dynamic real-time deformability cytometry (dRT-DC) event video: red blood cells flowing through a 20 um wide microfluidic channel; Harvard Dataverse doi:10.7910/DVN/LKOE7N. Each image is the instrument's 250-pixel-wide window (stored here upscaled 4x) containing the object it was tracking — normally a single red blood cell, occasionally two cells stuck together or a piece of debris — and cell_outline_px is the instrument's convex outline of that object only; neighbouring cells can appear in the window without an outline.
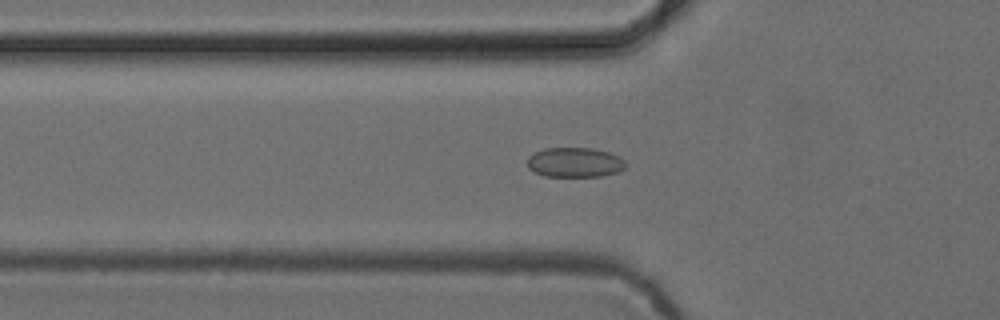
{"species": "common noctule bat (a hibernating species)", "species_latin": "Nyctalus noctula", "temperature_condition": "cold", "stored_images_in_passage": 51, "camera_frame_rate_fps": 3000, "um_per_image_px": 0.085, "animal": {"sex": "female", "body_mass_g": 24.6, "forearm_length_mm": 56.2}, "frame": {"image": 1, "passage_image": 16, "time_ms": 5.0, "image_size_px": [1000, 320], "cell_outline_px": [[624, 168], [620, 172], [600, 176], [544, 176], [528, 168], [528, 156], [544, 148], [592, 148], [608, 152], [620, 156], [624, 160]], "centroid_in_image_um": [48.87, 13.8], "position_along_channel_um": 76.9, "area_um2": 16.99}}
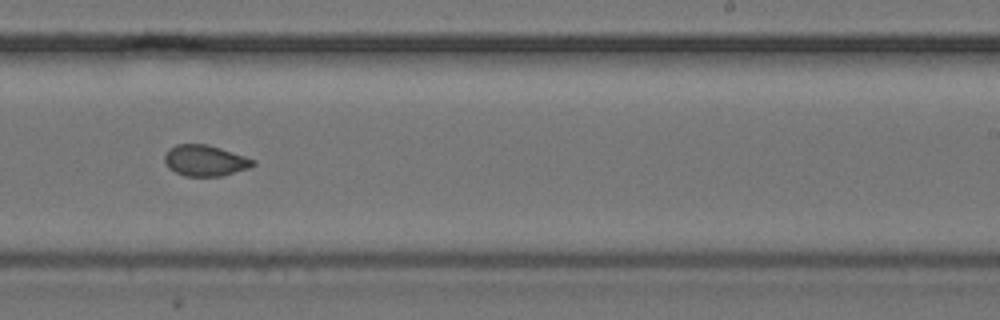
{"frame": {"image": 2, "passage_image": 31, "time_ms": 10.0, "image_size_px": [1000, 320], "cell_outline_px": [[256, 164], [248, 168], [220, 176], [184, 176], [168, 168], [164, 160], [164, 156], [168, 148], [176, 144], [208, 144], [256, 160]], "centroid_in_image_um": [17.4, 13.64], "position_along_channel_um": 271.6, "area_um2": 15.95}}
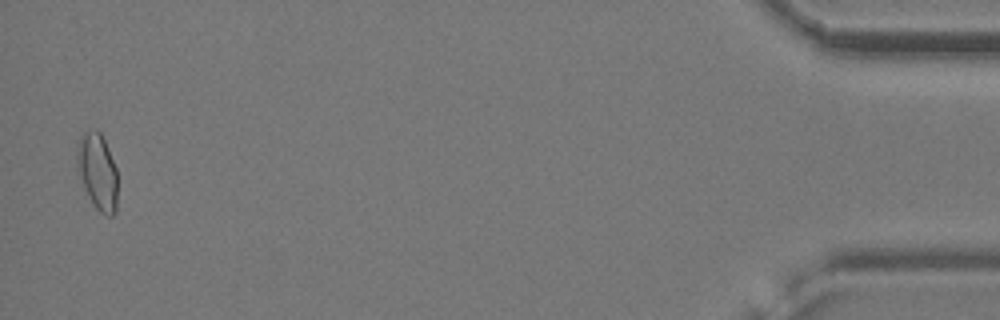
{"frame": {"image": 3, "passage_image": 50, "time_ms": 16.333, "image_size_px": [1000, 320], "cell_outline_px": [[116, 212], [112, 216], [108, 216], [100, 212], [96, 208], [84, 188], [76, 168], [76, 148], [80, 136], [84, 132], [92, 128], [96, 128], [100, 132], [108, 148], [116, 168]], "centroid_in_image_um": [8.26, 14.54], "position_along_channel_um": 426.9, "area_um2": 18.15}, "authors_computed_cell_mechanics": {"area_um2": 16.5886, "velocity_mm_per_s": 3.8774, "shape_relaxation_time_tau1_ms": null, "shape_relaxation_time_tau2_ms": 1.1106, "deformation_change_tau1": null, "deformation_change_tau2": 0.0501}}